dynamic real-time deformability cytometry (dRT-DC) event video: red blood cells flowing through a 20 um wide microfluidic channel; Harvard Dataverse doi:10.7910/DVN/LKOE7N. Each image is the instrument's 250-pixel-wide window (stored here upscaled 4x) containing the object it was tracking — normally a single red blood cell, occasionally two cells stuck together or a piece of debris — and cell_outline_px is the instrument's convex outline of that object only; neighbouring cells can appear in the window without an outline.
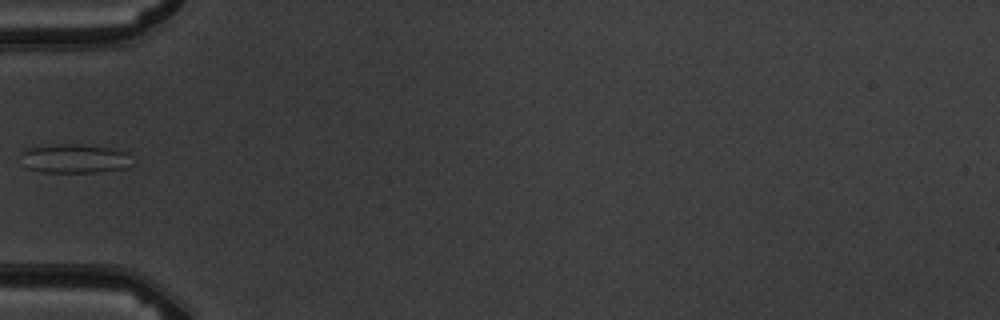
{"species": "common noctule bat (a hibernating species)", "species_latin": "Nyctalus noctula", "temperature_condition": "warm", "stored_images_in_passage": 7, "camera_frame_rate_fps": 3000, "um_per_image_px": 0.085, "animal": {"sex": "male", "body_mass_g": 19.5, "forearm_length_mm": 54.6}, "frame": {"image": 1, "passage_image": 6, "time_ms": 6.0, "image_size_px": [1000, 320], "cell_outline_px": [[132, 164], [124, 168], [100, 172], [40, 172], [28, 168], [20, 156], [28, 148], [56, 144], [80, 144], [124, 148], [128, 152]], "centroid_in_image_um": [6.43, 13.46], "position_along_channel_um": 78.6, "area_um2": 19.13}}
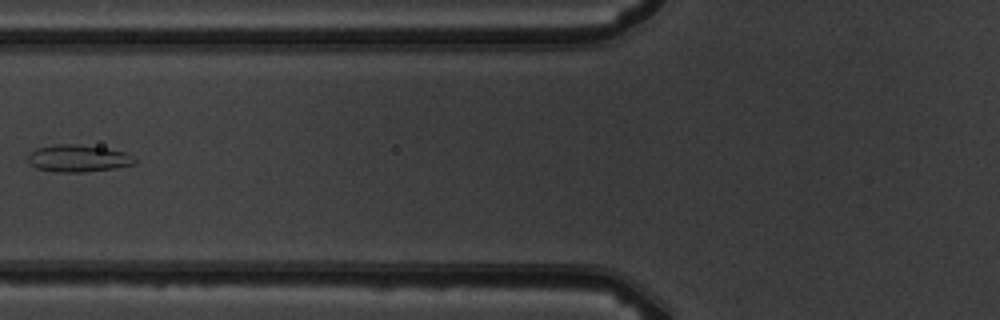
{"frame": {"image": 2, "passage_image": 7, "time_ms": 7.0, "image_size_px": [1000, 320], "cell_outline_px": [[136, 164], [112, 168], [84, 172], [56, 172], [36, 168], [28, 164], [28, 156], [36, 148], [56, 144], [76, 144], [104, 148], [124, 152], [136, 156]], "centroid_in_image_um": [6.64, 13.46], "position_along_channel_um": 119.2, "area_um2": 16.88}}